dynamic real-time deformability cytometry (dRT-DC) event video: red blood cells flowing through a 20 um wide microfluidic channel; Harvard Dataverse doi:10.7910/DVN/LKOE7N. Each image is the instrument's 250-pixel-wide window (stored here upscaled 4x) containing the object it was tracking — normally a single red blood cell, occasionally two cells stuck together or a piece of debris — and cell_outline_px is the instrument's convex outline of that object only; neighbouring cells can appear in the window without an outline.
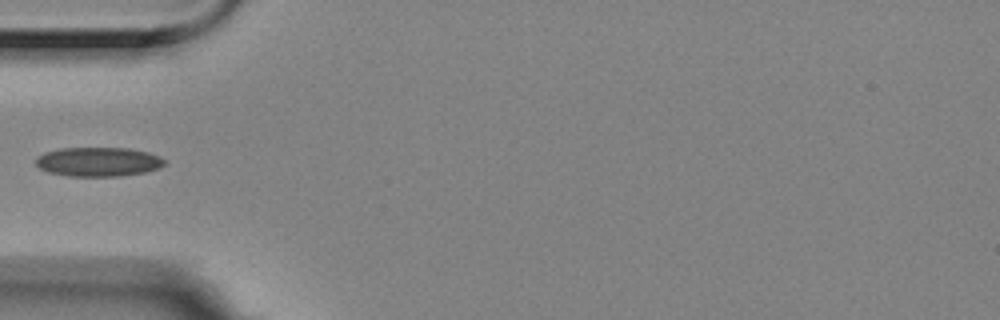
{"species": "Egyptian fruit bat (a non-hibernating species)", "species_latin": "Rousettus aegyptiacus", "temperature_condition": "room temperature", "stored_images_in_passage": 28, "camera_frame_rate_fps": 3000, "um_per_image_px": 0.085, "animal": {"sex": "female"}, "frame": {"image": 1, "passage_image": 1, "time_ms": 0.0, "image_size_px": [1000, 320], "cell_outline_px": [[168, 160], [160, 168], [144, 172], [120, 176], [68, 176], [48, 172], [40, 168], [36, 164], [36, 156], [44, 152], [60, 148], [128, 148], [148, 152], [160, 156]], "centroid_in_image_um": [8.37, 13.75], "position_along_channel_um": 76.6, "area_um2": 22.08}}
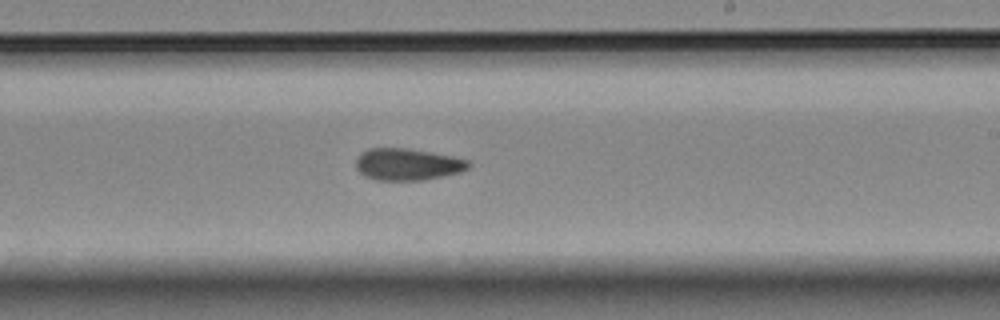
{"frame": {"image": 2, "passage_image": 16, "time_ms": 5.0, "image_size_px": [1000, 320], "cell_outline_px": [[472, 164], [468, 168], [460, 172], [424, 180], [376, 180], [364, 176], [356, 168], [356, 160], [360, 152], [368, 148], [408, 148], [452, 156], [468, 160]], "centroid_in_image_um": [34.62, 13.96], "position_along_channel_um": 254.4, "area_um2": 20.98}}
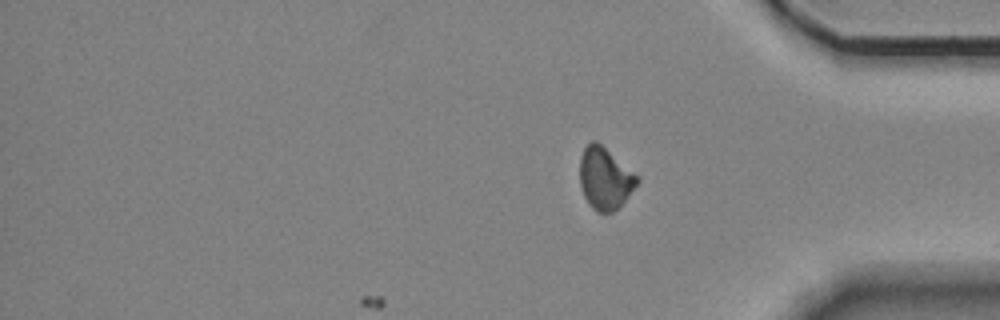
{"frame": {"image": 3, "passage_image": 28, "time_ms": 9.0, "image_size_px": [1000, 320], "cell_outline_px": [[640, 180], [624, 200], [612, 212], [596, 212], [588, 204], [584, 196], [580, 184], [580, 156], [584, 148], [592, 140], [596, 140], [640, 176]], "centroid_in_image_um": [51.41, 15.14], "position_along_channel_um": 383.8, "area_um2": 20.63}}